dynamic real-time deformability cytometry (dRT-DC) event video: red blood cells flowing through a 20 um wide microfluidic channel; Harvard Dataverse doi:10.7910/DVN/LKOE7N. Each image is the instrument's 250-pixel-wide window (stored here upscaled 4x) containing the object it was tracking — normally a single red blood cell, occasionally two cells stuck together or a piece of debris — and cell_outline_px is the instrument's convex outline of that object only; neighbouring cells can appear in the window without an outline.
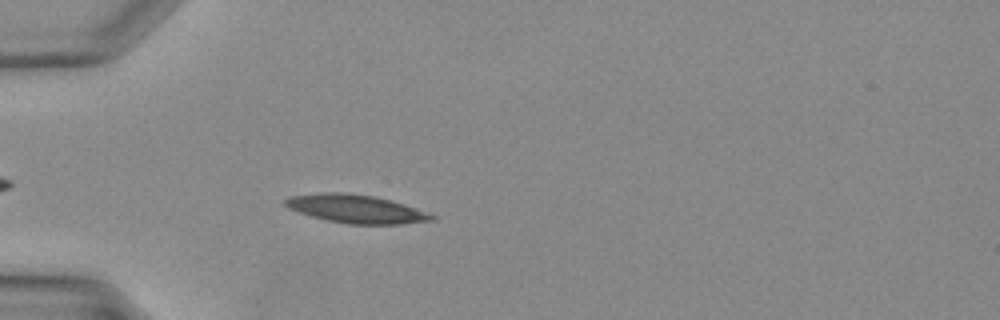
{"species": "Egyptian fruit bat (a non-hibernating species)", "species_latin": "Rousettus aegyptiacus", "temperature_condition": "warm", "stored_images_in_passage": 30, "camera_frame_rate_fps": 3000, "um_per_image_px": 0.085, "animal": {"sex": "female"}, "frame": {"image": 1, "passage_image": 4, "time_ms": 1.0, "image_size_px": [1000, 320], "cell_outline_px": [[436, 220], [400, 224], [348, 224], [328, 220], [312, 216], [288, 208], [284, 204], [284, 200], [292, 196], [320, 192], [336, 192], [372, 196], [388, 200], [416, 208], [436, 216]], "centroid_in_image_um": [30.26, 17.76], "position_along_channel_um": 54.7, "area_um2": 23.76}}
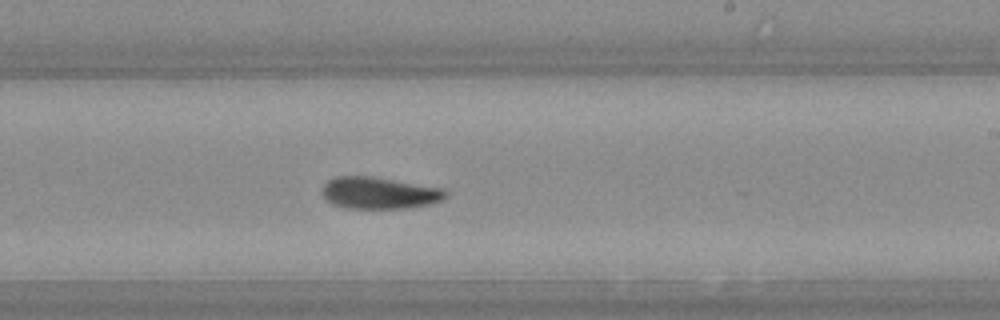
{"frame": {"image": 2, "passage_image": 16, "time_ms": 5.0, "image_size_px": [1000, 320], "cell_outline_px": [[448, 196], [440, 200], [428, 204], [408, 208], [348, 208], [332, 204], [320, 192], [324, 184], [328, 180], [336, 176], [368, 176], [448, 188]], "centroid_in_image_um": [32.26, 16.39], "position_along_channel_um": 256.7, "area_um2": 23.0}}
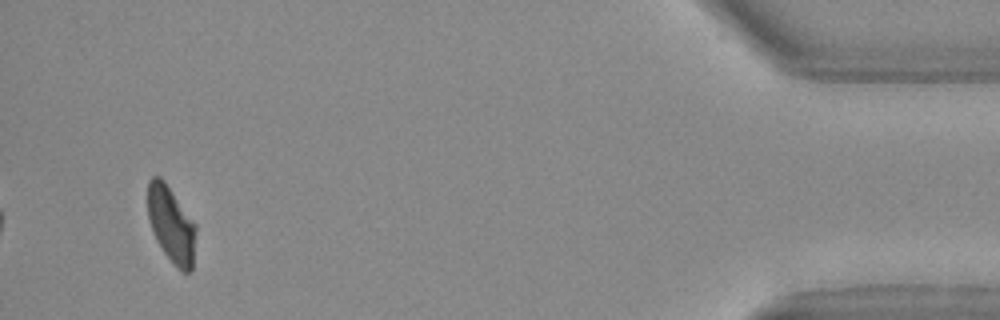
{"frame": {"image": 3, "passage_image": 29, "time_ms": 9.333, "image_size_px": [1000, 320], "cell_outline_px": [[196, 228], [192, 272], [180, 272], [176, 268], [164, 252], [156, 240], [152, 232], [148, 220], [148, 180], [152, 176], [160, 176], [164, 180], [196, 224]], "centroid_in_image_um": [14.55, 19.1], "position_along_channel_um": 420.7, "area_um2": 21.56}}